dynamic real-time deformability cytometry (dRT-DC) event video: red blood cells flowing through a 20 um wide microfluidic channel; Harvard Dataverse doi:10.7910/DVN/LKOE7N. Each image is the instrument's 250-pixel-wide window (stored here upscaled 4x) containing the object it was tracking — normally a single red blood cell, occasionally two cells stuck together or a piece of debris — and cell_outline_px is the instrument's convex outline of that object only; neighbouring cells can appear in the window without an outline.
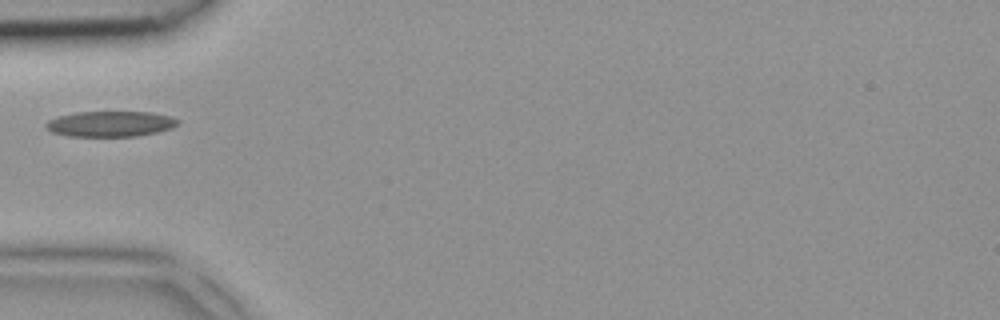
{"species": "common noctule bat (a hibernating species)", "species_latin": "Nyctalus noctula", "temperature_condition": "room temperature", "stored_images_in_passage": 1, "camera_frame_rate_fps": 3000, "um_per_image_px": 0.085, "animal": {"sex": "female", "body_mass_g": 18.4}, "frame": {"image": 1, "passage_image": 1, "time_ms": 0.0, "image_size_px": [1000, 320], "cell_outline_px": [[180, 124], [172, 128], [156, 132], [136, 136], [68, 136], [52, 132], [44, 124], [48, 120], [60, 116], [76, 112], [152, 112], [172, 116], [180, 120]], "centroid_in_image_um": [9.44, 10.52], "position_along_channel_um": 75.6, "area_um2": 19.65}}